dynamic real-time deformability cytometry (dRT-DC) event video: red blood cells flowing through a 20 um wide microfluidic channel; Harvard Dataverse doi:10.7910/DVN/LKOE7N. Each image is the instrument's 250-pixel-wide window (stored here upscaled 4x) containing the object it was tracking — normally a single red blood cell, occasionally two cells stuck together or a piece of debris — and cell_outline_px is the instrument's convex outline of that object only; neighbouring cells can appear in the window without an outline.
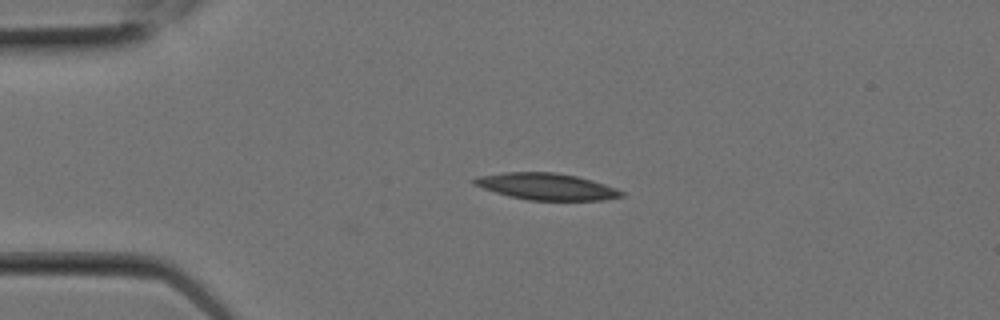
{"species": "Egyptian fruit bat (a non-hibernating species)", "species_latin": "Rousettus aegyptiacus", "temperature_condition": "room temperature", "stored_images_in_passage": 5, "camera_frame_rate_fps": 3000, "um_per_image_px": 0.085, "animal": {"sex": "female"}, "frame": {"image": 1, "passage_image": 1, "time_ms": 0.0, "image_size_px": [1000, 320], "cell_outline_px": [[624, 196], [604, 200], [528, 200], [508, 196], [472, 184], [468, 180], [476, 176], [504, 172], [552, 172], [576, 176], [592, 180], [616, 188], [624, 192]], "centroid_in_image_um": [46.4, 15.85], "position_along_channel_um": 38.6, "area_um2": 22.95}}
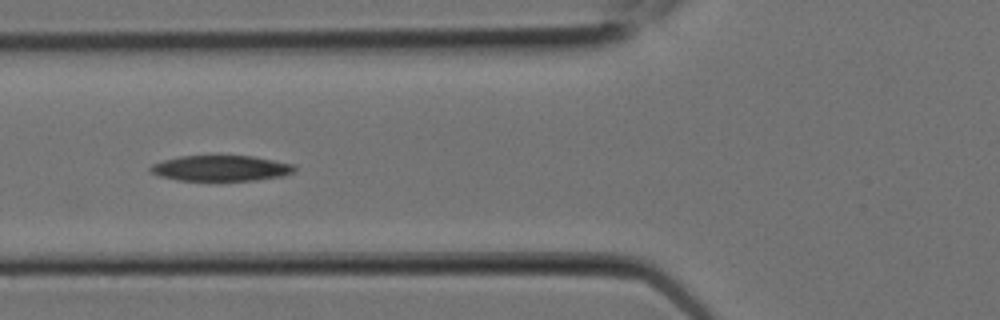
{"frame": {"image": 2, "passage_image": 4, "time_ms": 1.0, "image_size_px": [1000, 320], "cell_outline_px": [[296, 168], [292, 172], [280, 176], [256, 180], [176, 180], [160, 176], [148, 172], [148, 168], [152, 164], [164, 160], [180, 156], [252, 156], [296, 164]], "centroid_in_image_um": [18.74, 14.29], "position_along_channel_um": 107.1, "area_um2": 21.44}}
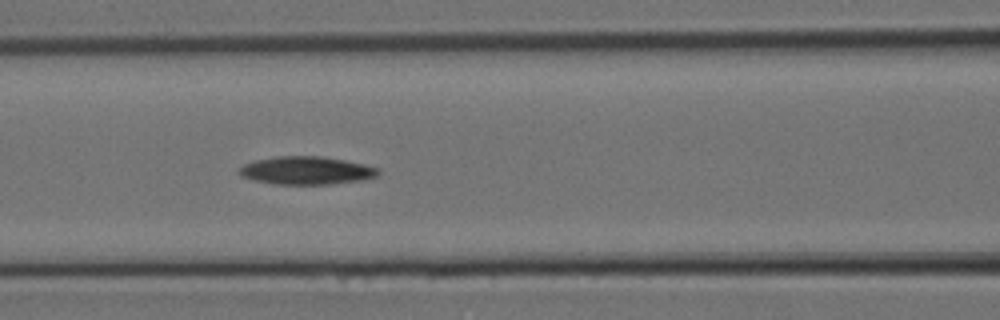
{"frame": {"image": 3, "passage_image": 5, "time_ms": 1.333, "image_size_px": [1000, 320], "cell_outline_px": [[380, 172], [376, 176], [360, 180], [328, 184], [276, 184], [256, 180], [240, 176], [236, 172], [244, 164], [256, 160], [276, 156], [320, 156], [344, 160], [364, 164], [380, 168]], "centroid_in_image_um": [26.03, 14.48], "position_along_channel_um": 140.6, "area_um2": 22.54}}